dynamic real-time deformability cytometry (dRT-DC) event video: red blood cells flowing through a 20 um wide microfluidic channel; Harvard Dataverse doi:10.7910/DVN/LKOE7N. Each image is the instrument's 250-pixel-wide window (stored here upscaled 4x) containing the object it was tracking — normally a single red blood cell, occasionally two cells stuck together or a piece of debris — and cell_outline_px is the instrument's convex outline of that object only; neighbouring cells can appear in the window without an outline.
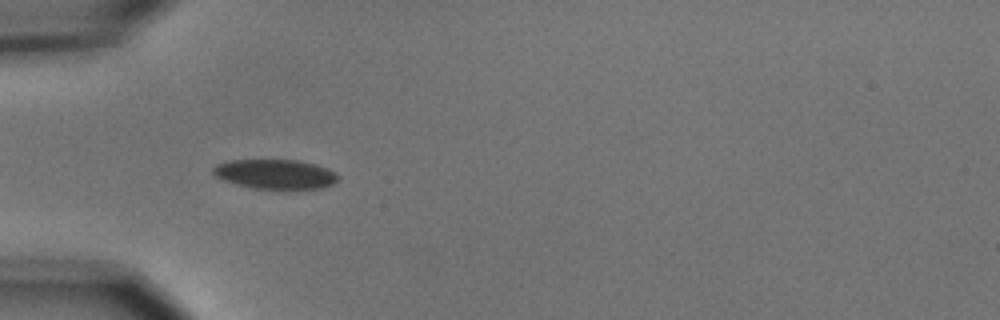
{"species": "common noctule bat (a hibernating species)", "species_latin": "Nyctalus noctula", "temperature_condition": "cold", "stored_images_in_passage": 8, "camera_frame_rate_fps": 3000, "um_per_image_px": 0.085, "animal": {"sex": "male", "body_mass_g": 15.6}, "frame": {"image": 1, "passage_image": 4, "time_ms": 1.0, "image_size_px": [1000, 320], "cell_outline_px": [[340, 176], [332, 184], [320, 188], [288, 192], [256, 188], [236, 184], [224, 180], [216, 176], [212, 172], [212, 168], [216, 164], [228, 160], [300, 160], [316, 164], [328, 168], [336, 172]], "centroid_in_image_um": [23.45, 14.83], "position_along_channel_um": 61.6, "area_um2": 22.31}}